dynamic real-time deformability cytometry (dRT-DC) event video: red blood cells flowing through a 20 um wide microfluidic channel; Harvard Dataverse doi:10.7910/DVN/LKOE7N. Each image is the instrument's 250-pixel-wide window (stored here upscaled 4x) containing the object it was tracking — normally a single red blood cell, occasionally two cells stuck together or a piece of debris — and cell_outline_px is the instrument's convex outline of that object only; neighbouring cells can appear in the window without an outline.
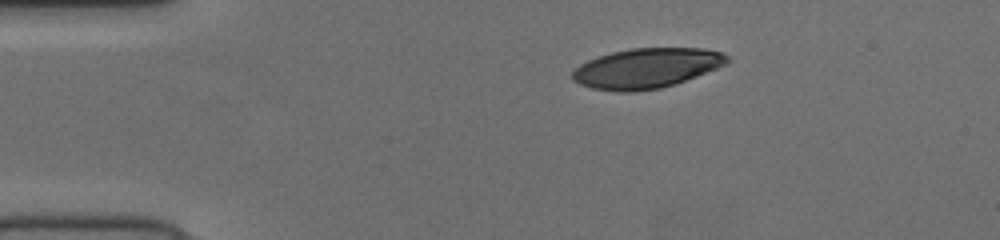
{"species": "human", "species_latin": "Homo sapiens", "temperature_condition": "cold", "stored_images_in_passage": 44, "camera_frame_rate_fps": 3000, "um_per_image_px": 0.085, "donor": {"sex": "female"}, "frame": {"image": 1, "passage_image": 1, "time_ms": 0.0, "image_size_px": [1000, 240], "cell_outline_px": [[728, 60], [724, 64], [716, 68], [676, 84], [660, 88], [632, 92], [620, 92], [592, 88], [580, 84], [572, 80], [572, 72], [580, 64], [596, 56], [628, 48], [704, 48], [724, 52], [728, 56]], "centroid_in_image_um": [54.93, 5.79], "position_along_channel_um": 30.1, "area_um2": 36.07}}
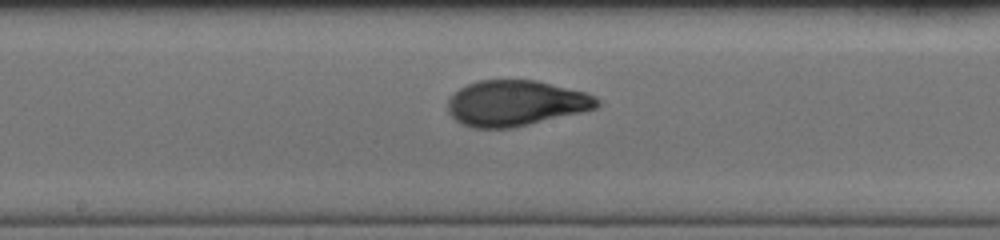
{"frame": {"image": 2, "passage_image": 19, "time_ms": 6.0, "image_size_px": [1000, 240], "cell_outline_px": [[600, 104], [596, 108], [580, 112], [512, 128], [472, 128], [460, 124], [448, 112], [448, 100], [460, 88], [468, 84], [480, 80], [536, 80], [584, 92], [596, 96], [600, 100]], "centroid_in_image_um": [43.82, 8.77], "position_along_channel_um": 204.4, "area_um2": 39.48}}
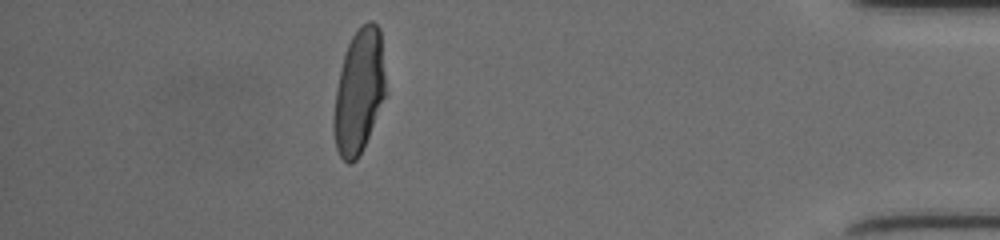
{"frame": {"image": 3, "passage_image": 38, "time_ms": 12.333, "image_size_px": [1000, 240], "cell_outline_px": [[384, 96], [368, 136], [356, 160], [352, 164], [348, 164], [340, 156], [336, 148], [332, 124], [332, 120], [336, 88], [340, 68], [348, 44], [356, 28], [368, 20], [372, 20], [380, 28], [384, 72]], "centroid_in_image_um": [30.47, 7.74], "position_along_channel_um": 404.7, "area_um2": 37.17}}